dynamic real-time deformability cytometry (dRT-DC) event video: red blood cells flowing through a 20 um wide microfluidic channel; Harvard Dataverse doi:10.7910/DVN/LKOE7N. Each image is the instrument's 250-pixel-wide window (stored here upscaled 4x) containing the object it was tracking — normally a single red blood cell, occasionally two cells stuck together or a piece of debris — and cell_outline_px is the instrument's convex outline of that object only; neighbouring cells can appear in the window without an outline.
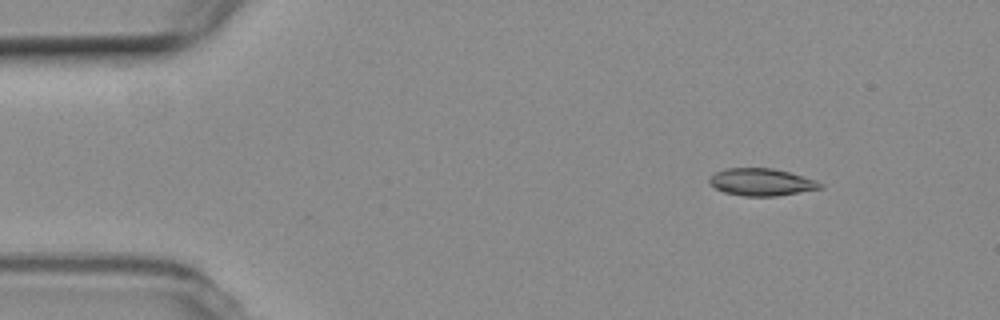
{"species": "common noctule bat (a hibernating species)", "species_latin": "Nyctalus noctula", "temperature_condition": "room temperature", "stored_images_in_passage": 4, "camera_frame_rate_fps": 3000, "um_per_image_px": 0.085, "animal": {"sex": "female", "body_mass_g": 19.3, "forearm_length_mm": 54.1}, "frame": {"image": 1, "passage_image": 2, "time_ms": 1.333, "image_size_px": [1000, 320], "cell_outline_px": [[824, 188], [776, 196], [744, 196], [724, 192], [708, 184], [708, 180], [716, 172], [724, 168], [772, 168], [788, 172], [816, 180], [824, 184]], "centroid_in_image_um": [64.73, 15.48], "position_along_channel_um": 20.3, "area_um2": 17.63}}